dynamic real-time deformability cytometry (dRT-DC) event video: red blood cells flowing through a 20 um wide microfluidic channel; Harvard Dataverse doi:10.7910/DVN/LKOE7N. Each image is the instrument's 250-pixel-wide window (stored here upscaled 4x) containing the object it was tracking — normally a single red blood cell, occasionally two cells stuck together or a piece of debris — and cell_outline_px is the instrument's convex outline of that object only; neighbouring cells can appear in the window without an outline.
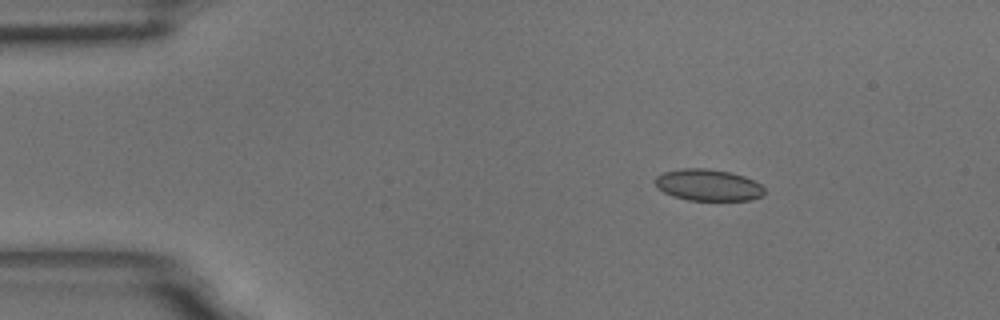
{"species": "common noctule bat (a hibernating species)", "species_latin": "Nyctalus noctula", "temperature_condition": "room temperature", "stored_images_in_passage": 49, "camera_frame_rate_fps": 3000, "um_per_image_px": 0.085, "animal": {"sex": "male", "body_mass_g": 18.8}, "frame": {"image": 1, "passage_image": 1, "time_ms": 0.0, "image_size_px": [1000, 320], "cell_outline_px": [[764, 196], [752, 200], [688, 200], [672, 196], [656, 188], [652, 180], [656, 176], [664, 172], [680, 168], [708, 168], [728, 172], [744, 176], [760, 184], [764, 188]], "centroid_in_image_um": [60.15, 15.73], "position_along_channel_um": 24.9, "area_um2": 20.35}}
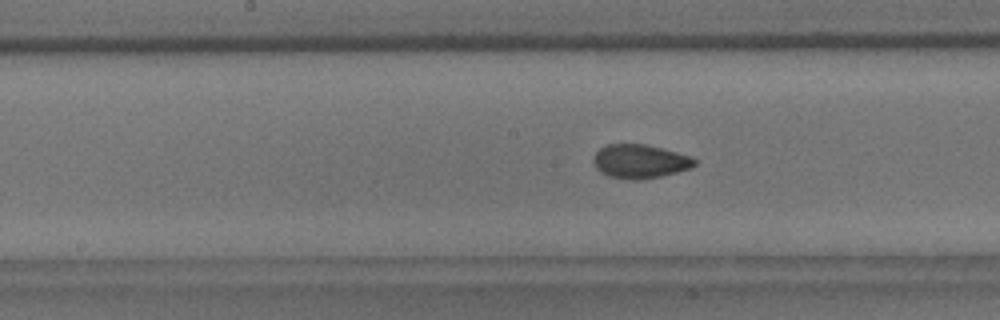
{"frame": {"image": 2, "passage_image": 21, "time_ms": 6.667, "image_size_px": [1000, 320], "cell_outline_px": [[696, 164], [692, 168], [660, 176], [636, 180], [608, 176], [600, 172], [596, 168], [592, 160], [596, 152], [600, 148], [608, 144], [644, 144], [676, 152], [688, 156], [696, 160]], "centroid_in_image_um": [54.36, 13.71], "position_along_channel_um": 193.8, "area_um2": 19.71}}
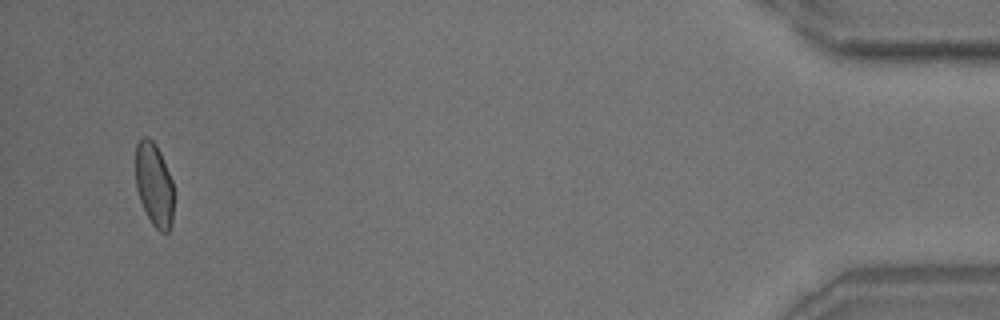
{"frame": {"image": 3, "passage_image": 47, "time_ms": 15.333, "image_size_px": [1000, 320], "cell_outline_px": [[172, 224], [168, 232], [160, 232], [152, 224], [140, 200], [136, 188], [136, 144], [144, 136], [148, 136], [156, 144], [160, 152], [172, 180]], "centroid_in_image_um": [13.09, 15.67], "position_along_channel_um": 422.1, "area_um2": 18.38}, "authors_computed_cell_mechanics": {"area_um2": 19.652, "velocity_mm_per_s": 3.5571, "shape_relaxation_time_tau1_ms": 8.092, "shape_relaxation_time_tau2_ms": 1.1535, "deformation_change_tau1": 0.1486, "deformation_change_tau2": 0.0536}}